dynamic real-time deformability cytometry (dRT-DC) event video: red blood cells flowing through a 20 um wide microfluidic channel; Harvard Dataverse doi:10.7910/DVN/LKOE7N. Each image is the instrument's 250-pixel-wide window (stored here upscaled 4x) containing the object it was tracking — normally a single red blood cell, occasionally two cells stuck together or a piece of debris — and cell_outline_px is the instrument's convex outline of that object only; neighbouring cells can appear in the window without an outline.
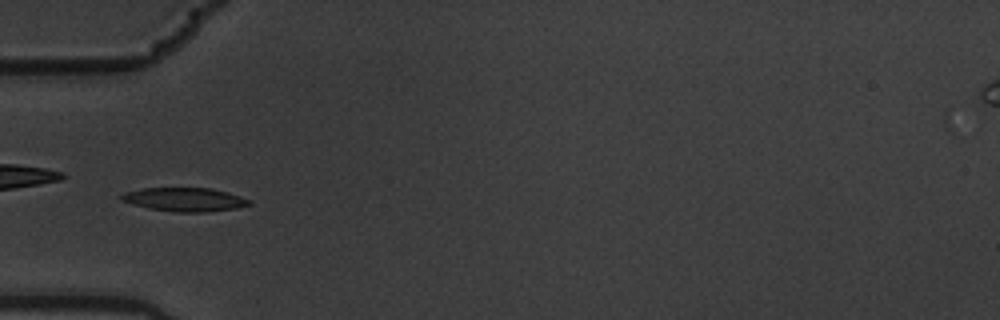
{"species": "common noctule bat (a hibernating species)", "species_latin": "Nyctalus noctula", "temperature_condition": "warm", "stored_images_in_passage": 8, "camera_frame_rate_fps": 3000, "um_per_image_px": 0.085, "animal": {"sex": "male", "body_mass_g": 19.5, "forearm_length_mm": 54.6}, "frame": {"image": 1, "passage_image": 5, "time_ms": 1.333, "image_size_px": [1000, 320], "cell_outline_px": [[252, 204], [236, 208], [204, 212], [172, 212], [148, 208], [132, 204], [120, 200], [120, 196], [124, 192], [144, 188], [212, 188], [228, 192], [252, 200]], "centroid_in_image_um": [15.7, 16.96], "position_along_channel_um": 69.3, "area_um2": 17.74}}
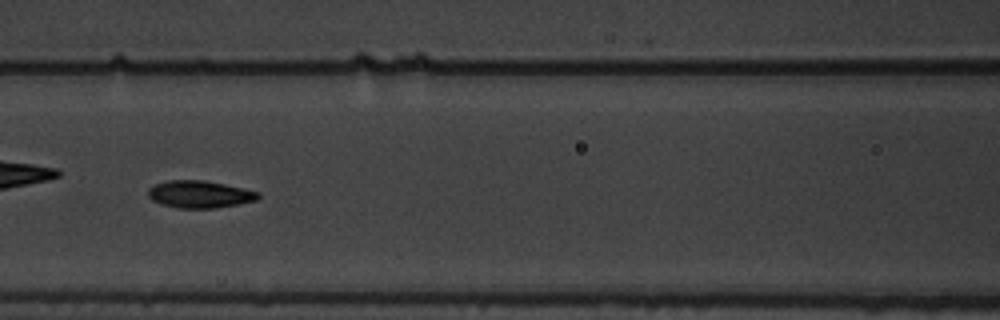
{"frame": {"image": 2, "passage_image": 7, "time_ms": 2.0, "image_size_px": [1000, 320], "cell_outline_px": [[260, 196], [256, 200], [236, 204], [212, 208], [180, 208], [164, 204], [152, 200], [148, 196], [148, 188], [156, 184], [168, 180], [204, 180], [244, 188], [260, 192]], "centroid_in_image_um": [16.97, 16.5], "position_along_channel_um": 149.6, "area_um2": 17.28}}
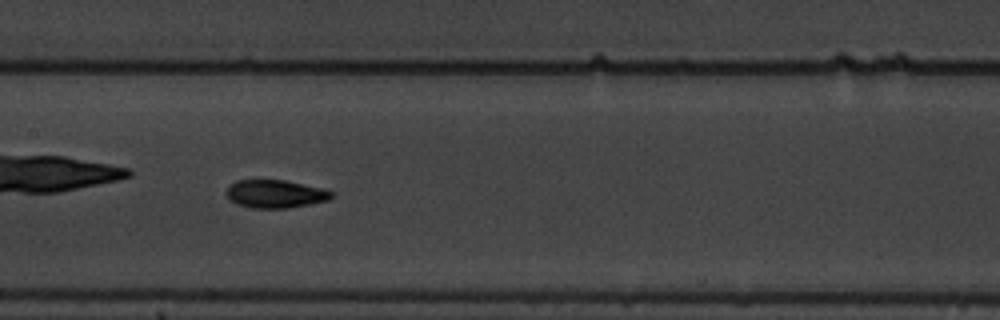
{"frame": {"image": 3, "passage_image": 8, "time_ms": 2.333, "image_size_px": [1000, 320], "cell_outline_px": [[332, 196], [328, 200], [288, 208], [252, 208], [236, 204], [228, 200], [224, 192], [228, 184], [236, 180], [284, 180], [324, 188], [332, 192]], "centroid_in_image_um": [23.32, 16.47], "position_along_channel_um": 184.1, "area_um2": 17.4}}